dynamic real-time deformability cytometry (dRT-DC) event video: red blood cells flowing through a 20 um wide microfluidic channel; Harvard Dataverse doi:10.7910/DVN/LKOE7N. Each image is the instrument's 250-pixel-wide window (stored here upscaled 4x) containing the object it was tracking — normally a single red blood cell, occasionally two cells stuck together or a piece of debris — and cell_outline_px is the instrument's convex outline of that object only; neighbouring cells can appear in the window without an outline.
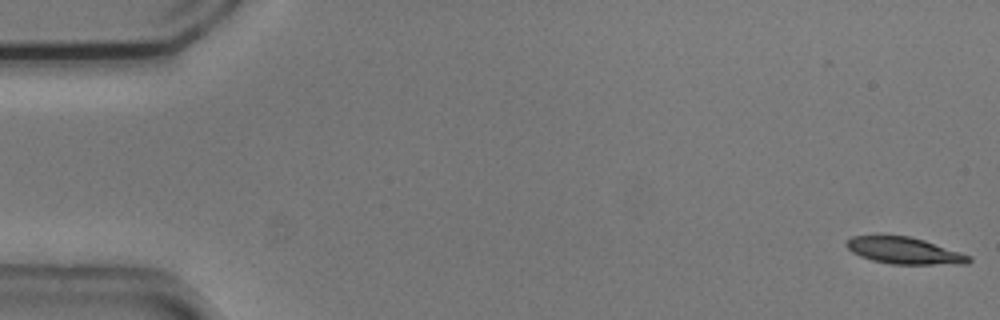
{"species": "common noctule bat (a hibernating species)", "species_latin": "Nyctalus noctula", "temperature_condition": "cold", "stored_images_in_passage": 22, "camera_frame_rate_fps": 3000, "um_per_image_px": 0.085, "animal": {"sex": "male", "body_mass_g": 20.5, "forearm_length_mm": 52.5}, "frame": {"image": 1, "passage_image": 1, "time_ms": 0.0, "image_size_px": [1000, 320], "cell_outline_px": [[972, 260], [968, 264], [892, 264], [872, 260], [860, 256], [852, 252], [844, 244], [852, 236], [908, 236], [924, 240], [972, 256]], "centroid_in_image_um": [76.89, 21.32], "position_along_channel_um": 8.1, "area_um2": 18.9}}
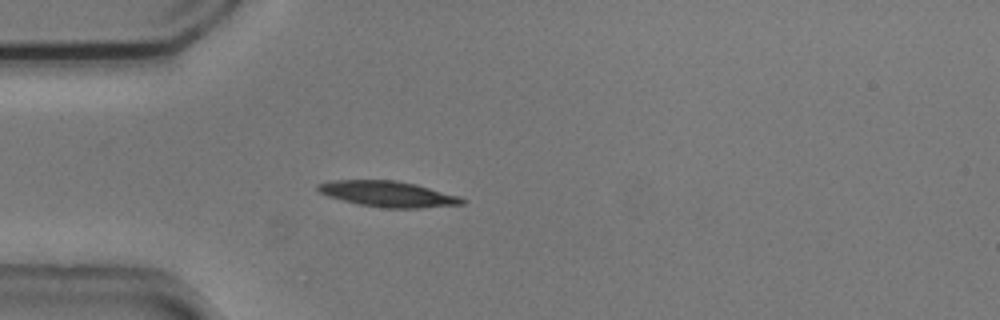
{"frame": {"image": 2, "passage_image": 15, "time_ms": 4.667, "image_size_px": [1000, 320], "cell_outline_px": [[464, 204], [420, 208], [384, 208], [360, 204], [328, 196], [320, 192], [316, 188], [316, 184], [332, 180], [396, 180], [416, 184], [460, 196], [464, 200]], "centroid_in_image_um": [32.98, 16.48], "position_along_channel_um": 52.0, "area_um2": 21.56}}